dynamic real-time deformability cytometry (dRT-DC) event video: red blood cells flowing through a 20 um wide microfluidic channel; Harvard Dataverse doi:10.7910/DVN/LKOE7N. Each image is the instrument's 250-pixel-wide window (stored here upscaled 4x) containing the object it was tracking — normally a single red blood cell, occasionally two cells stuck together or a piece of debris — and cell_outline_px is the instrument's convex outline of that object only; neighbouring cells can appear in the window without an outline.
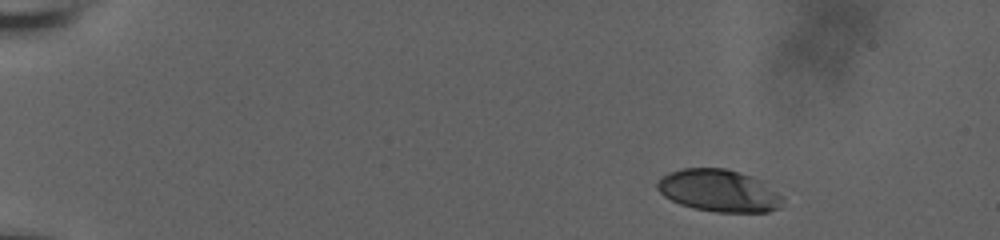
{"species": "human", "species_latin": "Homo sapiens", "temperature_condition": "room temperature", "stored_images_in_passage": 19, "camera_frame_rate_fps": 3000, "um_per_image_px": 0.085, "donor": {"sex": "male"}, "frame": {"image": 1, "passage_image": 1, "time_ms": 0.0, "image_size_px": [1000, 240], "cell_outline_px": [[784, 196], [780, 208], [768, 212], [716, 212], [692, 208], [680, 204], [664, 196], [656, 188], [656, 184], [660, 176], [668, 172], [684, 168], [724, 168], [740, 172], [764, 180]], "centroid_in_image_um": [61.14, 16.2], "position_along_channel_um": 23.9, "area_um2": 31.39}}
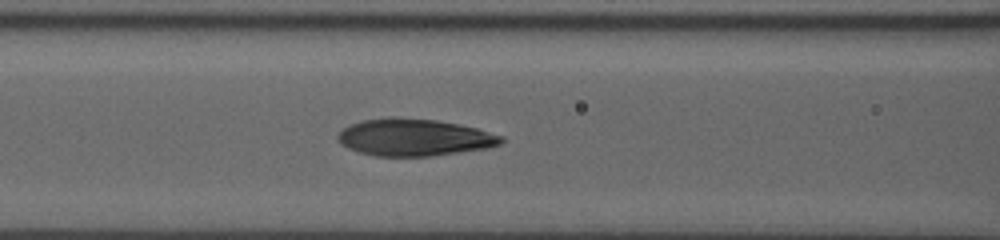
{"frame": {"image": 2, "passage_image": 14, "time_ms": 4.333, "image_size_px": [1000, 240], "cell_outline_px": [[504, 140], [500, 144], [488, 148], [432, 156], [376, 156], [360, 152], [348, 148], [340, 144], [336, 136], [344, 128], [352, 124], [364, 120], [436, 120], [460, 124], [476, 128], [504, 136]], "centroid_in_image_um": [35.27, 11.72], "position_along_channel_um": 131.3, "area_um2": 34.33}}
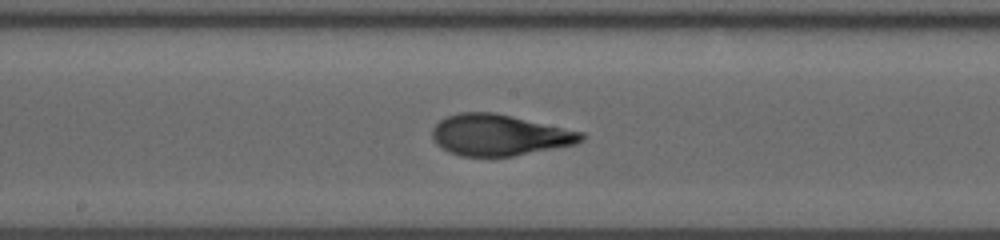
{"frame": {"image": 3, "passage_image": 19, "time_ms": 6.0, "image_size_px": [1000, 240], "cell_outline_px": [[584, 140], [576, 144], [512, 156], [460, 156], [448, 152], [440, 148], [432, 140], [432, 128], [440, 120], [448, 116], [460, 112], [496, 112], [584, 132]], "centroid_in_image_um": [42.42, 11.47], "position_along_channel_um": 205.8, "area_um2": 35.95}}